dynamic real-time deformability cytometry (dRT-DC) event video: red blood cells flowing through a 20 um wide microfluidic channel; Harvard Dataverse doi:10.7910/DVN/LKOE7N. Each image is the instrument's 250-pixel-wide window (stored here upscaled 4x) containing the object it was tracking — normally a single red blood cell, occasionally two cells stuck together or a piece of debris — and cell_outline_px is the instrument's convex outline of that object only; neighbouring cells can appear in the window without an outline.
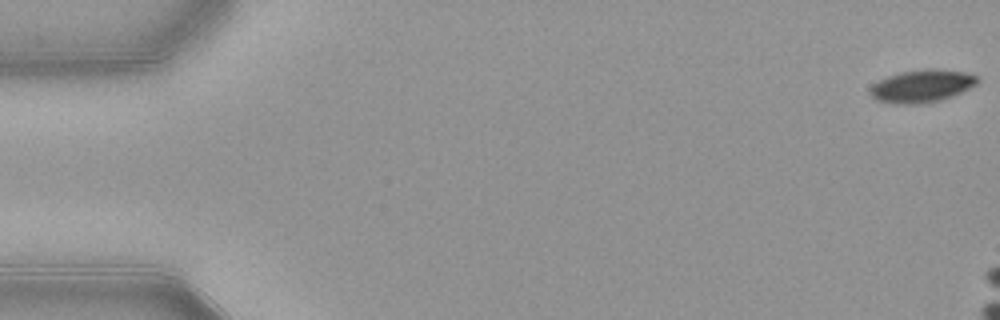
{"species": "common noctule bat (a hibernating species)", "species_latin": "Nyctalus noctula", "temperature_condition": "warm", "stored_images_in_passage": 9, "camera_frame_rate_fps": 3000, "um_per_image_px": 0.085, "animal": {"sex": "female", "body_mass_g": 21.9}, "frame": {"image": 1, "passage_image": 1, "time_ms": 0.0, "image_size_px": [1000, 320], "cell_outline_px": [[980, 80], [976, 84], [952, 96], [940, 100], [920, 104], [896, 104], [876, 100], [868, 92], [872, 84], [888, 76], [900, 72], [924, 68], [932, 68], [964, 72], [976, 76]], "centroid_in_image_um": [78.32, 7.31], "position_along_channel_um": 6.7, "area_um2": 20.4}}